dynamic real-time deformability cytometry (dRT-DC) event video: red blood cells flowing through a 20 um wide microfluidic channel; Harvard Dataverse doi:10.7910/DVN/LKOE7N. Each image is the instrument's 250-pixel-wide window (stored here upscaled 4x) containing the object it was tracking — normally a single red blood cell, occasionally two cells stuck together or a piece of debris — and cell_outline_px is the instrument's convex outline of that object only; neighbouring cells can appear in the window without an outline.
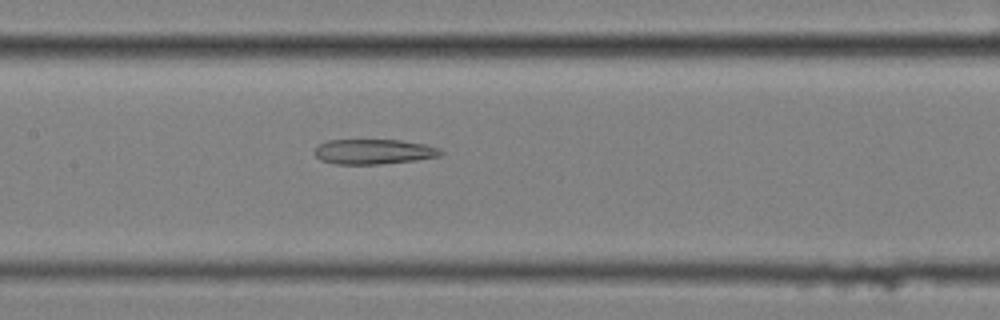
{"species": "common noctule bat (a hibernating species)", "species_latin": "Nyctalus noctula", "temperature_condition": "cold", "stored_images_in_passage": 52, "segment_of_instrument_passage": [2, 2], "camera_frame_rate_fps": 3000, "um_per_image_px": 0.085, "animal": {"sex": "female", "body_mass_g": 25.1}, "frame": {"image": 1, "passage_image": 28, "time_ms": 9.0, "image_size_px": [1000, 320], "cell_outline_px": [[444, 152], [440, 156], [416, 160], [380, 164], [336, 164], [320, 160], [316, 156], [316, 148], [320, 144], [328, 140], [400, 140], [424, 144], [440, 148]], "centroid_in_image_um": [31.8, 12.89], "position_along_channel_um": 175.6, "area_um2": 18.32}}
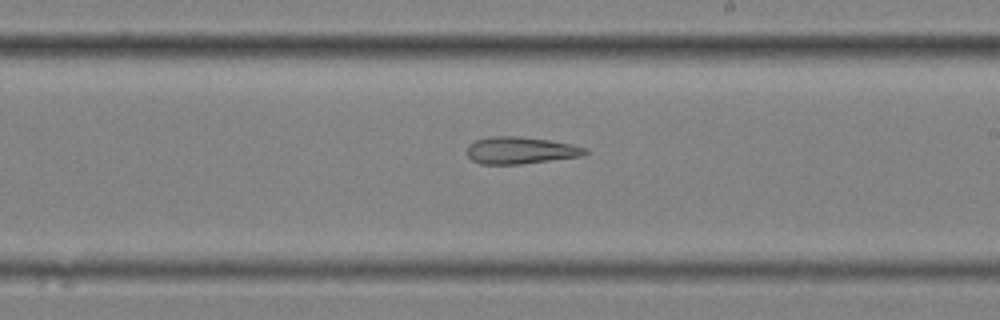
{"frame": {"image": 2, "passage_image": 34, "time_ms": 11.0, "image_size_px": [1000, 320], "cell_outline_px": [[588, 152], [580, 156], [520, 164], [480, 164], [472, 160], [468, 156], [468, 144], [476, 140], [492, 136], [520, 136], [548, 140], [572, 144], [588, 148]], "centroid_in_image_um": [44.23, 12.77], "position_along_channel_um": 244.8, "area_um2": 18.5}}
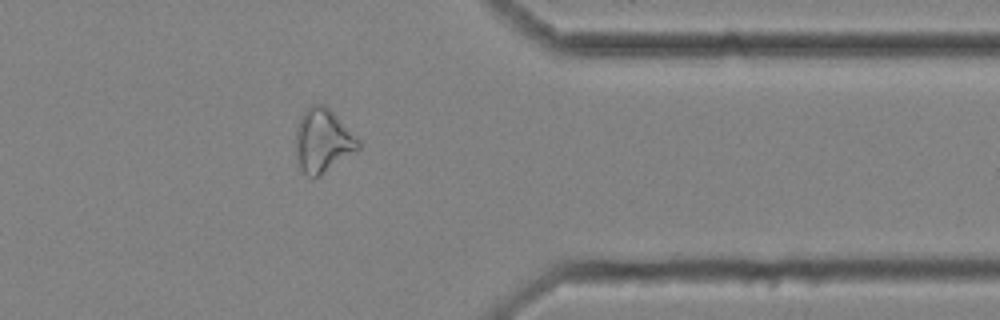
{"frame": {"image": 3, "passage_image": 47, "time_ms": 15.333, "image_size_px": [1000, 320], "cell_outline_px": [[360, 148], [320, 176], [308, 176], [300, 168], [296, 156], [296, 128], [304, 112], [312, 104], [324, 104], [360, 140]], "centroid_in_image_um": [27.43, 11.97], "position_along_channel_um": 384.0, "area_um2": 22.77}}